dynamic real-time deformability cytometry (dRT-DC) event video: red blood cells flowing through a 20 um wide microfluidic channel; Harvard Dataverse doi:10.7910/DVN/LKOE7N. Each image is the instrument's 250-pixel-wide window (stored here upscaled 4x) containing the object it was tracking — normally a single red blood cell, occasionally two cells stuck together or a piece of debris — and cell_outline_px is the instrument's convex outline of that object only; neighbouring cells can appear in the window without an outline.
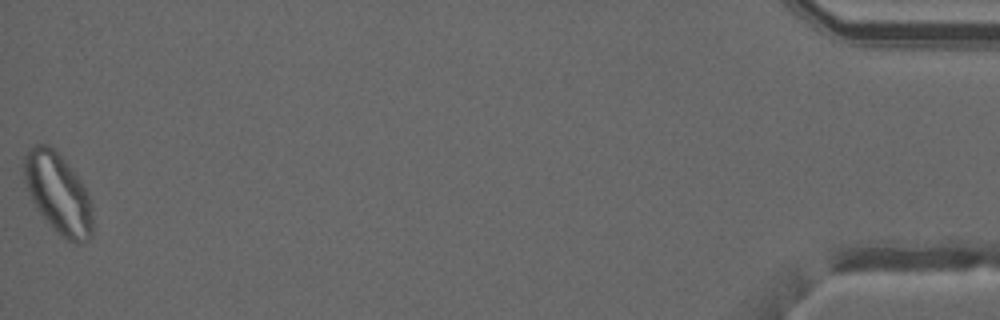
{"species": "common noctule bat (a hibernating species)", "species_latin": "Nyctalus noctula", "temperature_condition": "warm", "stored_images_in_passage": 49, "camera_frame_rate_fps": 3000, "um_per_image_px": 0.085, "animal": {"sex": "male", "forearm_length_mm": 52.5}, "frame": {"image": 1, "passage_image": 49, "time_ms": 16.0, "image_size_px": [1000, 320], "cell_outline_px": [[92, 236], [80, 244], [76, 244], [68, 240], [56, 232], [36, 208], [28, 192], [24, 180], [24, 156], [36, 144], [48, 144], [64, 160], [80, 180], [88, 192], [92, 208]], "centroid_in_image_um": [4.95, 16.47], "position_along_channel_um": 430.2, "area_um2": 31.79}, "authors_computed_cell_mechanics": {"area_um2": 28.611, "velocity_mm_per_s": 4.0901, "shape_relaxation_time_tau1_ms": null, "shape_relaxation_time_tau2_ms": 1.2272, "deformation_change_tau1": null, "deformation_change_tau2": 0.0679}}